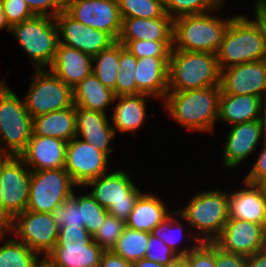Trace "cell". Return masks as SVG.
<instances>
[{
    "mask_svg": "<svg viewBox=\"0 0 266 267\" xmlns=\"http://www.w3.org/2000/svg\"><path fill=\"white\" fill-rule=\"evenodd\" d=\"M57 227H84L80 215V195H73L65 202L59 204L52 212Z\"/></svg>",
    "mask_w": 266,
    "mask_h": 267,
    "instance_id": "60d3db41",
    "label": "cell"
},
{
    "mask_svg": "<svg viewBox=\"0 0 266 267\" xmlns=\"http://www.w3.org/2000/svg\"><path fill=\"white\" fill-rule=\"evenodd\" d=\"M32 117L27 112L24 99L7 87L0 95V156H19L32 136ZM8 148V149H7Z\"/></svg>",
    "mask_w": 266,
    "mask_h": 267,
    "instance_id": "52a82bcc",
    "label": "cell"
},
{
    "mask_svg": "<svg viewBox=\"0 0 266 267\" xmlns=\"http://www.w3.org/2000/svg\"><path fill=\"white\" fill-rule=\"evenodd\" d=\"M121 19L158 18L167 13L162 0H117Z\"/></svg>",
    "mask_w": 266,
    "mask_h": 267,
    "instance_id": "e575fe53",
    "label": "cell"
},
{
    "mask_svg": "<svg viewBox=\"0 0 266 267\" xmlns=\"http://www.w3.org/2000/svg\"><path fill=\"white\" fill-rule=\"evenodd\" d=\"M258 185L261 187L263 193L266 195V178H264Z\"/></svg>",
    "mask_w": 266,
    "mask_h": 267,
    "instance_id": "680465c9",
    "label": "cell"
},
{
    "mask_svg": "<svg viewBox=\"0 0 266 267\" xmlns=\"http://www.w3.org/2000/svg\"><path fill=\"white\" fill-rule=\"evenodd\" d=\"M215 263L216 267H246L247 258L225 252L215 245Z\"/></svg>",
    "mask_w": 266,
    "mask_h": 267,
    "instance_id": "bcb514c9",
    "label": "cell"
},
{
    "mask_svg": "<svg viewBox=\"0 0 266 267\" xmlns=\"http://www.w3.org/2000/svg\"><path fill=\"white\" fill-rule=\"evenodd\" d=\"M42 259H38L35 261L33 267H57L48 256L41 257Z\"/></svg>",
    "mask_w": 266,
    "mask_h": 267,
    "instance_id": "11a10c76",
    "label": "cell"
},
{
    "mask_svg": "<svg viewBox=\"0 0 266 267\" xmlns=\"http://www.w3.org/2000/svg\"><path fill=\"white\" fill-rule=\"evenodd\" d=\"M220 70L266 59V42L259 28L243 15L232 17L216 53Z\"/></svg>",
    "mask_w": 266,
    "mask_h": 267,
    "instance_id": "277c9868",
    "label": "cell"
},
{
    "mask_svg": "<svg viewBox=\"0 0 266 267\" xmlns=\"http://www.w3.org/2000/svg\"><path fill=\"white\" fill-rule=\"evenodd\" d=\"M254 24L259 28L262 37L266 42V0H258L255 4Z\"/></svg>",
    "mask_w": 266,
    "mask_h": 267,
    "instance_id": "681fc988",
    "label": "cell"
},
{
    "mask_svg": "<svg viewBox=\"0 0 266 267\" xmlns=\"http://www.w3.org/2000/svg\"><path fill=\"white\" fill-rule=\"evenodd\" d=\"M17 235L31 251L47 256L55 247L59 228L52 213L25 210L15 215L5 229Z\"/></svg>",
    "mask_w": 266,
    "mask_h": 267,
    "instance_id": "4fadbf2b",
    "label": "cell"
},
{
    "mask_svg": "<svg viewBox=\"0 0 266 267\" xmlns=\"http://www.w3.org/2000/svg\"><path fill=\"white\" fill-rule=\"evenodd\" d=\"M33 135L49 136L69 142L76 137L75 106L32 118Z\"/></svg>",
    "mask_w": 266,
    "mask_h": 267,
    "instance_id": "4316f807",
    "label": "cell"
},
{
    "mask_svg": "<svg viewBox=\"0 0 266 267\" xmlns=\"http://www.w3.org/2000/svg\"><path fill=\"white\" fill-rule=\"evenodd\" d=\"M99 267H131V263L111 250L102 253Z\"/></svg>",
    "mask_w": 266,
    "mask_h": 267,
    "instance_id": "c3c4849f",
    "label": "cell"
},
{
    "mask_svg": "<svg viewBox=\"0 0 266 267\" xmlns=\"http://www.w3.org/2000/svg\"><path fill=\"white\" fill-rule=\"evenodd\" d=\"M171 214L161 199L149 193H142L126 220V227L150 233Z\"/></svg>",
    "mask_w": 266,
    "mask_h": 267,
    "instance_id": "83f0119b",
    "label": "cell"
},
{
    "mask_svg": "<svg viewBox=\"0 0 266 267\" xmlns=\"http://www.w3.org/2000/svg\"><path fill=\"white\" fill-rule=\"evenodd\" d=\"M263 150L260 153L258 160L254 163L253 168L245 177L246 182L252 184H259L266 178V138H264Z\"/></svg>",
    "mask_w": 266,
    "mask_h": 267,
    "instance_id": "7dc6e473",
    "label": "cell"
},
{
    "mask_svg": "<svg viewBox=\"0 0 266 267\" xmlns=\"http://www.w3.org/2000/svg\"><path fill=\"white\" fill-rule=\"evenodd\" d=\"M220 87L221 94L254 95L265 99L266 59L222 69Z\"/></svg>",
    "mask_w": 266,
    "mask_h": 267,
    "instance_id": "ac0fdd59",
    "label": "cell"
},
{
    "mask_svg": "<svg viewBox=\"0 0 266 267\" xmlns=\"http://www.w3.org/2000/svg\"><path fill=\"white\" fill-rule=\"evenodd\" d=\"M24 166V167H23ZM19 156H0V180L3 187V230L11 219L26 210L31 170Z\"/></svg>",
    "mask_w": 266,
    "mask_h": 267,
    "instance_id": "7c38bea8",
    "label": "cell"
},
{
    "mask_svg": "<svg viewBox=\"0 0 266 267\" xmlns=\"http://www.w3.org/2000/svg\"><path fill=\"white\" fill-rule=\"evenodd\" d=\"M92 65V56L59 43L50 71L73 88L92 73Z\"/></svg>",
    "mask_w": 266,
    "mask_h": 267,
    "instance_id": "603a6c76",
    "label": "cell"
},
{
    "mask_svg": "<svg viewBox=\"0 0 266 267\" xmlns=\"http://www.w3.org/2000/svg\"><path fill=\"white\" fill-rule=\"evenodd\" d=\"M148 242L149 233L126 227L112 251L132 263L144 259Z\"/></svg>",
    "mask_w": 266,
    "mask_h": 267,
    "instance_id": "1f68e13d",
    "label": "cell"
},
{
    "mask_svg": "<svg viewBox=\"0 0 266 267\" xmlns=\"http://www.w3.org/2000/svg\"><path fill=\"white\" fill-rule=\"evenodd\" d=\"M134 79L137 94L165 99L168 92L169 57L137 58Z\"/></svg>",
    "mask_w": 266,
    "mask_h": 267,
    "instance_id": "ffe728a7",
    "label": "cell"
},
{
    "mask_svg": "<svg viewBox=\"0 0 266 267\" xmlns=\"http://www.w3.org/2000/svg\"><path fill=\"white\" fill-rule=\"evenodd\" d=\"M231 19H219L208 13L174 18L171 50L216 54Z\"/></svg>",
    "mask_w": 266,
    "mask_h": 267,
    "instance_id": "3957f363",
    "label": "cell"
},
{
    "mask_svg": "<svg viewBox=\"0 0 266 267\" xmlns=\"http://www.w3.org/2000/svg\"><path fill=\"white\" fill-rule=\"evenodd\" d=\"M38 257L17 239L11 238L0 247V267H33Z\"/></svg>",
    "mask_w": 266,
    "mask_h": 267,
    "instance_id": "836d02e7",
    "label": "cell"
},
{
    "mask_svg": "<svg viewBox=\"0 0 266 267\" xmlns=\"http://www.w3.org/2000/svg\"><path fill=\"white\" fill-rule=\"evenodd\" d=\"M2 196H3V187L2 182L0 180V242L4 240L3 237H5L6 230H3V202H2Z\"/></svg>",
    "mask_w": 266,
    "mask_h": 267,
    "instance_id": "816d5d0a",
    "label": "cell"
},
{
    "mask_svg": "<svg viewBox=\"0 0 266 267\" xmlns=\"http://www.w3.org/2000/svg\"><path fill=\"white\" fill-rule=\"evenodd\" d=\"M137 57L119 42V73L115 85V96L137 95L134 72Z\"/></svg>",
    "mask_w": 266,
    "mask_h": 267,
    "instance_id": "d6a6232c",
    "label": "cell"
},
{
    "mask_svg": "<svg viewBox=\"0 0 266 267\" xmlns=\"http://www.w3.org/2000/svg\"><path fill=\"white\" fill-rule=\"evenodd\" d=\"M164 267H187L186 257L185 256H177L171 262H168Z\"/></svg>",
    "mask_w": 266,
    "mask_h": 267,
    "instance_id": "db71d44e",
    "label": "cell"
},
{
    "mask_svg": "<svg viewBox=\"0 0 266 267\" xmlns=\"http://www.w3.org/2000/svg\"><path fill=\"white\" fill-rule=\"evenodd\" d=\"M64 10L75 20L104 31L117 41L122 23L117 0H64Z\"/></svg>",
    "mask_w": 266,
    "mask_h": 267,
    "instance_id": "5bb4252c",
    "label": "cell"
},
{
    "mask_svg": "<svg viewBox=\"0 0 266 267\" xmlns=\"http://www.w3.org/2000/svg\"><path fill=\"white\" fill-rule=\"evenodd\" d=\"M174 214L175 213L173 212L163 222L155 226L150 232V234L153 235L154 237L161 239L169 248L174 250L178 256L180 255L185 256L190 251L194 250L200 243H196L195 245L193 244V246L190 248L185 247L182 248V250L180 249L179 247L180 245H178L180 244L179 238H184L183 236H181L184 231L181 222L179 223V221L172 216ZM176 232L178 234H176Z\"/></svg>",
    "mask_w": 266,
    "mask_h": 267,
    "instance_id": "d590c367",
    "label": "cell"
},
{
    "mask_svg": "<svg viewBox=\"0 0 266 267\" xmlns=\"http://www.w3.org/2000/svg\"><path fill=\"white\" fill-rule=\"evenodd\" d=\"M86 186H94L90 193L108 213L126 221L135 206L138 197L143 193L131 181L126 171L117 170L102 174L89 181Z\"/></svg>",
    "mask_w": 266,
    "mask_h": 267,
    "instance_id": "9c48e42d",
    "label": "cell"
},
{
    "mask_svg": "<svg viewBox=\"0 0 266 267\" xmlns=\"http://www.w3.org/2000/svg\"><path fill=\"white\" fill-rule=\"evenodd\" d=\"M260 119L232 125L225 142L223 163L235 168L254 151L262 136Z\"/></svg>",
    "mask_w": 266,
    "mask_h": 267,
    "instance_id": "44dd1931",
    "label": "cell"
},
{
    "mask_svg": "<svg viewBox=\"0 0 266 267\" xmlns=\"http://www.w3.org/2000/svg\"><path fill=\"white\" fill-rule=\"evenodd\" d=\"M107 164L108 156L94 145L77 136L67 142L64 169L78 187L108 173Z\"/></svg>",
    "mask_w": 266,
    "mask_h": 267,
    "instance_id": "9a60e30c",
    "label": "cell"
},
{
    "mask_svg": "<svg viewBox=\"0 0 266 267\" xmlns=\"http://www.w3.org/2000/svg\"><path fill=\"white\" fill-rule=\"evenodd\" d=\"M262 101L254 95L220 94L218 119L231 125L258 120Z\"/></svg>",
    "mask_w": 266,
    "mask_h": 267,
    "instance_id": "484cf974",
    "label": "cell"
},
{
    "mask_svg": "<svg viewBox=\"0 0 266 267\" xmlns=\"http://www.w3.org/2000/svg\"><path fill=\"white\" fill-rule=\"evenodd\" d=\"M146 94L121 95L115 97L117 105L113 107V129L115 131L128 132L136 134L135 130L141 128L146 116Z\"/></svg>",
    "mask_w": 266,
    "mask_h": 267,
    "instance_id": "f1b7e54d",
    "label": "cell"
},
{
    "mask_svg": "<svg viewBox=\"0 0 266 267\" xmlns=\"http://www.w3.org/2000/svg\"><path fill=\"white\" fill-rule=\"evenodd\" d=\"M166 13L172 18L203 14L221 9L224 0H162Z\"/></svg>",
    "mask_w": 266,
    "mask_h": 267,
    "instance_id": "8d00e7d4",
    "label": "cell"
},
{
    "mask_svg": "<svg viewBox=\"0 0 266 267\" xmlns=\"http://www.w3.org/2000/svg\"><path fill=\"white\" fill-rule=\"evenodd\" d=\"M10 31L33 61L35 70L51 66L59 44L58 28L53 17L34 15L12 25Z\"/></svg>",
    "mask_w": 266,
    "mask_h": 267,
    "instance_id": "8992f818",
    "label": "cell"
},
{
    "mask_svg": "<svg viewBox=\"0 0 266 267\" xmlns=\"http://www.w3.org/2000/svg\"><path fill=\"white\" fill-rule=\"evenodd\" d=\"M175 215H180L191 227L203 232L202 236H192L193 241L213 242L229 218V193L219 190L201 191Z\"/></svg>",
    "mask_w": 266,
    "mask_h": 267,
    "instance_id": "5b68a950",
    "label": "cell"
},
{
    "mask_svg": "<svg viewBox=\"0 0 266 267\" xmlns=\"http://www.w3.org/2000/svg\"><path fill=\"white\" fill-rule=\"evenodd\" d=\"M75 114L76 136L108 156L113 151L109 144L115 131L109 124L106 113L75 106Z\"/></svg>",
    "mask_w": 266,
    "mask_h": 267,
    "instance_id": "7402d4cb",
    "label": "cell"
},
{
    "mask_svg": "<svg viewBox=\"0 0 266 267\" xmlns=\"http://www.w3.org/2000/svg\"><path fill=\"white\" fill-rule=\"evenodd\" d=\"M246 267H266V248L247 257Z\"/></svg>",
    "mask_w": 266,
    "mask_h": 267,
    "instance_id": "f907efd6",
    "label": "cell"
},
{
    "mask_svg": "<svg viewBox=\"0 0 266 267\" xmlns=\"http://www.w3.org/2000/svg\"><path fill=\"white\" fill-rule=\"evenodd\" d=\"M107 209L103 208L91 194H80V215L86 230L93 236L98 230L106 215Z\"/></svg>",
    "mask_w": 266,
    "mask_h": 267,
    "instance_id": "ab89813d",
    "label": "cell"
},
{
    "mask_svg": "<svg viewBox=\"0 0 266 267\" xmlns=\"http://www.w3.org/2000/svg\"><path fill=\"white\" fill-rule=\"evenodd\" d=\"M25 2L34 15L55 18L64 9V0H25Z\"/></svg>",
    "mask_w": 266,
    "mask_h": 267,
    "instance_id": "f6af8a7d",
    "label": "cell"
},
{
    "mask_svg": "<svg viewBox=\"0 0 266 267\" xmlns=\"http://www.w3.org/2000/svg\"><path fill=\"white\" fill-rule=\"evenodd\" d=\"M73 186L77 185L64 168L32 171L26 210L52 213L73 195Z\"/></svg>",
    "mask_w": 266,
    "mask_h": 267,
    "instance_id": "30bf717a",
    "label": "cell"
},
{
    "mask_svg": "<svg viewBox=\"0 0 266 267\" xmlns=\"http://www.w3.org/2000/svg\"><path fill=\"white\" fill-rule=\"evenodd\" d=\"M131 267H164V265L149 261L144 259H141L139 261H134L131 263Z\"/></svg>",
    "mask_w": 266,
    "mask_h": 267,
    "instance_id": "f5cc1de1",
    "label": "cell"
},
{
    "mask_svg": "<svg viewBox=\"0 0 266 267\" xmlns=\"http://www.w3.org/2000/svg\"><path fill=\"white\" fill-rule=\"evenodd\" d=\"M220 76L216 54L171 50L168 91L220 86Z\"/></svg>",
    "mask_w": 266,
    "mask_h": 267,
    "instance_id": "7a4b0ae2",
    "label": "cell"
},
{
    "mask_svg": "<svg viewBox=\"0 0 266 267\" xmlns=\"http://www.w3.org/2000/svg\"><path fill=\"white\" fill-rule=\"evenodd\" d=\"M54 19L58 28L59 43L92 57L116 42L110 34L84 25L72 18L64 9Z\"/></svg>",
    "mask_w": 266,
    "mask_h": 267,
    "instance_id": "e0dca14e",
    "label": "cell"
},
{
    "mask_svg": "<svg viewBox=\"0 0 266 267\" xmlns=\"http://www.w3.org/2000/svg\"><path fill=\"white\" fill-rule=\"evenodd\" d=\"M177 256L175 251L169 248L161 239L149 233V242L144 256L146 260L166 265Z\"/></svg>",
    "mask_w": 266,
    "mask_h": 267,
    "instance_id": "7bdbcfd3",
    "label": "cell"
},
{
    "mask_svg": "<svg viewBox=\"0 0 266 267\" xmlns=\"http://www.w3.org/2000/svg\"><path fill=\"white\" fill-rule=\"evenodd\" d=\"M4 28L8 29L9 31L11 30V26L7 22L5 14H4L2 2L0 1V30Z\"/></svg>",
    "mask_w": 266,
    "mask_h": 267,
    "instance_id": "6f0895ef",
    "label": "cell"
},
{
    "mask_svg": "<svg viewBox=\"0 0 266 267\" xmlns=\"http://www.w3.org/2000/svg\"><path fill=\"white\" fill-rule=\"evenodd\" d=\"M104 250L85 227H61L47 255L57 267H99Z\"/></svg>",
    "mask_w": 266,
    "mask_h": 267,
    "instance_id": "ba28073f",
    "label": "cell"
},
{
    "mask_svg": "<svg viewBox=\"0 0 266 267\" xmlns=\"http://www.w3.org/2000/svg\"><path fill=\"white\" fill-rule=\"evenodd\" d=\"M67 142L49 136L33 135L19 155L31 171L64 168Z\"/></svg>",
    "mask_w": 266,
    "mask_h": 267,
    "instance_id": "d6986e66",
    "label": "cell"
},
{
    "mask_svg": "<svg viewBox=\"0 0 266 267\" xmlns=\"http://www.w3.org/2000/svg\"><path fill=\"white\" fill-rule=\"evenodd\" d=\"M4 14L10 26L28 20L34 16L25 0H0Z\"/></svg>",
    "mask_w": 266,
    "mask_h": 267,
    "instance_id": "ee69618b",
    "label": "cell"
},
{
    "mask_svg": "<svg viewBox=\"0 0 266 267\" xmlns=\"http://www.w3.org/2000/svg\"><path fill=\"white\" fill-rule=\"evenodd\" d=\"M8 86L6 85V80L0 81V95L1 93L7 88Z\"/></svg>",
    "mask_w": 266,
    "mask_h": 267,
    "instance_id": "91938a15",
    "label": "cell"
},
{
    "mask_svg": "<svg viewBox=\"0 0 266 267\" xmlns=\"http://www.w3.org/2000/svg\"><path fill=\"white\" fill-rule=\"evenodd\" d=\"M137 58L169 57L173 41L117 40Z\"/></svg>",
    "mask_w": 266,
    "mask_h": 267,
    "instance_id": "f35d334b",
    "label": "cell"
},
{
    "mask_svg": "<svg viewBox=\"0 0 266 267\" xmlns=\"http://www.w3.org/2000/svg\"><path fill=\"white\" fill-rule=\"evenodd\" d=\"M92 73L103 83L105 87L114 91L117 74L119 73V42L116 41L107 49L92 57Z\"/></svg>",
    "mask_w": 266,
    "mask_h": 267,
    "instance_id": "4dcf8cb0",
    "label": "cell"
},
{
    "mask_svg": "<svg viewBox=\"0 0 266 267\" xmlns=\"http://www.w3.org/2000/svg\"><path fill=\"white\" fill-rule=\"evenodd\" d=\"M263 100L264 101H262L261 112H260V122L262 126V132L263 134L265 133L264 138H266V98Z\"/></svg>",
    "mask_w": 266,
    "mask_h": 267,
    "instance_id": "9f6ffc18",
    "label": "cell"
},
{
    "mask_svg": "<svg viewBox=\"0 0 266 267\" xmlns=\"http://www.w3.org/2000/svg\"><path fill=\"white\" fill-rule=\"evenodd\" d=\"M185 257L187 267H216L215 244L213 242H201Z\"/></svg>",
    "mask_w": 266,
    "mask_h": 267,
    "instance_id": "b9f144b4",
    "label": "cell"
},
{
    "mask_svg": "<svg viewBox=\"0 0 266 267\" xmlns=\"http://www.w3.org/2000/svg\"><path fill=\"white\" fill-rule=\"evenodd\" d=\"M115 97L114 91L105 87L93 73L73 87L74 106L87 110L105 113L106 107L116 102Z\"/></svg>",
    "mask_w": 266,
    "mask_h": 267,
    "instance_id": "f546056e",
    "label": "cell"
},
{
    "mask_svg": "<svg viewBox=\"0 0 266 267\" xmlns=\"http://www.w3.org/2000/svg\"><path fill=\"white\" fill-rule=\"evenodd\" d=\"M117 40L173 41V19L164 17L123 18Z\"/></svg>",
    "mask_w": 266,
    "mask_h": 267,
    "instance_id": "d4e9b609",
    "label": "cell"
},
{
    "mask_svg": "<svg viewBox=\"0 0 266 267\" xmlns=\"http://www.w3.org/2000/svg\"><path fill=\"white\" fill-rule=\"evenodd\" d=\"M221 87L168 91L164 99L167 112L189 130L213 131L218 120Z\"/></svg>",
    "mask_w": 266,
    "mask_h": 267,
    "instance_id": "6da1fadb",
    "label": "cell"
},
{
    "mask_svg": "<svg viewBox=\"0 0 266 267\" xmlns=\"http://www.w3.org/2000/svg\"><path fill=\"white\" fill-rule=\"evenodd\" d=\"M126 228V221L107 214L98 230L93 235V240L104 250L111 251L118 238Z\"/></svg>",
    "mask_w": 266,
    "mask_h": 267,
    "instance_id": "74e56055",
    "label": "cell"
},
{
    "mask_svg": "<svg viewBox=\"0 0 266 267\" xmlns=\"http://www.w3.org/2000/svg\"><path fill=\"white\" fill-rule=\"evenodd\" d=\"M245 189L229 193V217L261 224L266 228V195L258 184L244 181Z\"/></svg>",
    "mask_w": 266,
    "mask_h": 267,
    "instance_id": "cb8c5ba5",
    "label": "cell"
},
{
    "mask_svg": "<svg viewBox=\"0 0 266 267\" xmlns=\"http://www.w3.org/2000/svg\"><path fill=\"white\" fill-rule=\"evenodd\" d=\"M213 243L225 252L247 258L266 248V228L261 224L229 217Z\"/></svg>",
    "mask_w": 266,
    "mask_h": 267,
    "instance_id": "2e32d148",
    "label": "cell"
},
{
    "mask_svg": "<svg viewBox=\"0 0 266 267\" xmlns=\"http://www.w3.org/2000/svg\"><path fill=\"white\" fill-rule=\"evenodd\" d=\"M24 102L29 115L35 118L72 107L74 105L73 88L65 84L52 71L36 69Z\"/></svg>",
    "mask_w": 266,
    "mask_h": 267,
    "instance_id": "8fae6325",
    "label": "cell"
}]
</instances>
